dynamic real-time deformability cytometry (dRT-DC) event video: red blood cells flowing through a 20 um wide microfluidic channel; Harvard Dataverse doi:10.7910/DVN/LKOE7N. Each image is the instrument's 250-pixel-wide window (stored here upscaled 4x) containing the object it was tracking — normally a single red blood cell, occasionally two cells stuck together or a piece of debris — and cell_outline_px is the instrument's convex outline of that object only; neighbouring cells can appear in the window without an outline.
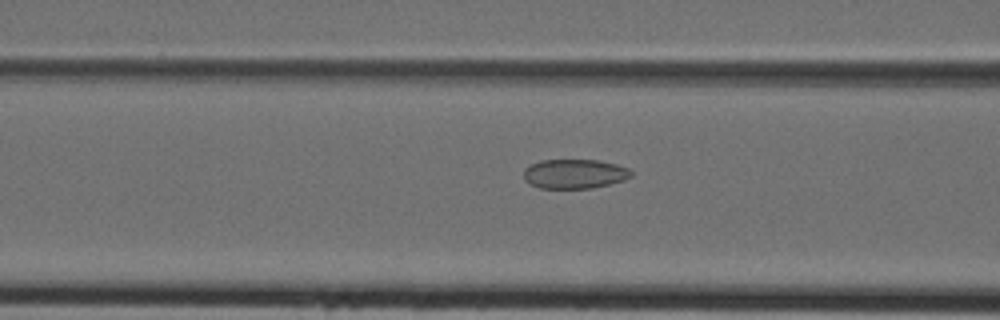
{"species": "Egyptian fruit bat (a non-hibernating species)", "species_latin": "Rousettus aegyptiacus", "temperature_condition": "cold", "stored_images_in_passage": 27, "camera_frame_rate_fps": 3000, "um_per_image_px": 0.085, "animal": {"sex": "female"}, "frame": {"image": 1, "passage_image": 17, "time_ms": 5.333, "image_size_px": [1000, 320], "cell_outline_px": [[632, 176], [624, 180], [592, 188], [540, 188], [528, 184], [524, 180], [524, 168], [540, 160], [596, 160], [616, 164], [628, 168], [632, 172]], "centroid_in_image_um": [48.81, 14.78], "position_along_channel_um": 117.8, "area_um2": 18.44}}
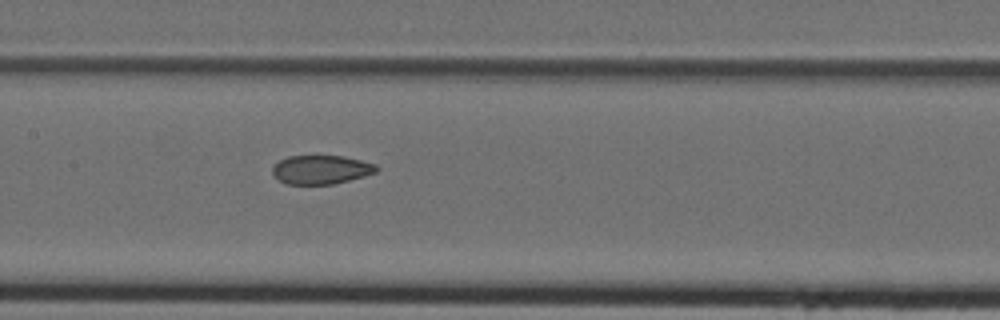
{"frame": {"image": 2, "passage_image": 21, "time_ms": 6.667, "image_size_px": [1000, 320], "cell_outline_px": [[380, 168], [376, 172], [364, 176], [332, 184], [284, 184], [272, 172], [272, 168], [280, 160], [288, 156], [344, 156], [376, 164]], "centroid_in_image_um": [27.31, 14.41], "position_along_channel_um": 180.1, "area_um2": 17.34}}
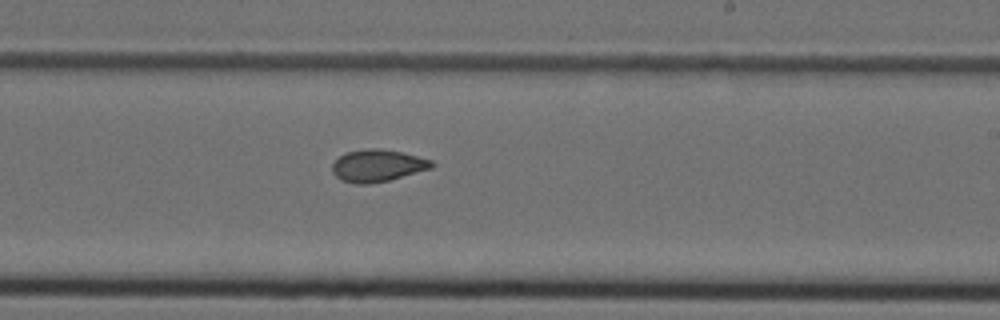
{"frame": {"image": 3, "passage_image": 26, "time_ms": 8.333, "image_size_px": [1000, 320], "cell_outline_px": [[436, 164], [432, 168], [388, 180], [368, 184], [356, 184], [340, 180], [332, 172], [332, 164], [344, 152], [368, 148], [380, 148], [400, 152], [432, 160]], "centroid_in_image_um": [32.07, 14.07], "position_along_channel_um": 256.9, "area_um2": 18.61}}